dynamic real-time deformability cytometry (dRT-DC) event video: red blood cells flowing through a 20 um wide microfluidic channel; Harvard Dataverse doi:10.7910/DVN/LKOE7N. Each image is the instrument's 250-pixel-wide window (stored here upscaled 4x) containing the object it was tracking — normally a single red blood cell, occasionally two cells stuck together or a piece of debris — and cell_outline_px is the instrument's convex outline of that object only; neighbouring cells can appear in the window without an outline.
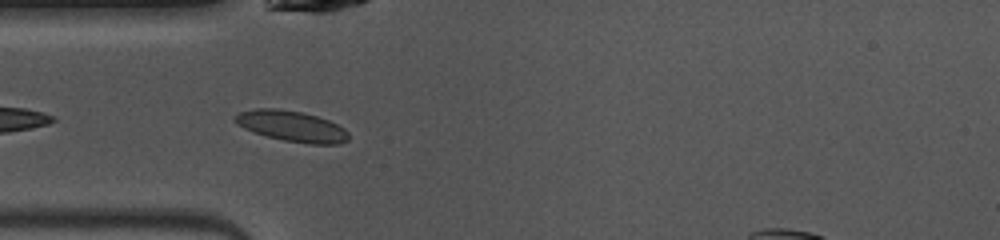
{"species": "common noctule bat (a hibernating species)", "species_latin": "Nyctalus noctula", "temperature_condition": "warm", "stored_images_in_passage": 23, "camera_frame_rate_fps": 3000, "um_per_image_px": 0.085, "animal": {"sex": "female", "body_mass_g": 10.0, "forearm_length_mm": 53.1}, "frame": {"image": 1, "passage_image": 1, "time_ms": 0.0, "image_size_px": [1000, 240], "cell_outline_px": [[348, 140], [340, 144], [312, 144], [284, 140], [268, 136], [244, 128], [236, 124], [236, 116], [240, 112], [256, 108], [276, 108], [300, 112], [316, 116], [328, 120], [344, 128], [348, 132]], "centroid_in_image_um": [24.83, 10.73], "position_along_channel_um": 60.2, "area_um2": 20.0}, "authors_computed_cell_mechanics": {"area_um2": 19.363, "velocity_mm_per_s": 4.059, "shape_relaxation_time_tau1_ms": 3.8731, "shape_relaxation_time_tau2_ms": 1.8091, "deformation_change_tau1": 0.1331, "deformation_change_tau2": 0.0879}}